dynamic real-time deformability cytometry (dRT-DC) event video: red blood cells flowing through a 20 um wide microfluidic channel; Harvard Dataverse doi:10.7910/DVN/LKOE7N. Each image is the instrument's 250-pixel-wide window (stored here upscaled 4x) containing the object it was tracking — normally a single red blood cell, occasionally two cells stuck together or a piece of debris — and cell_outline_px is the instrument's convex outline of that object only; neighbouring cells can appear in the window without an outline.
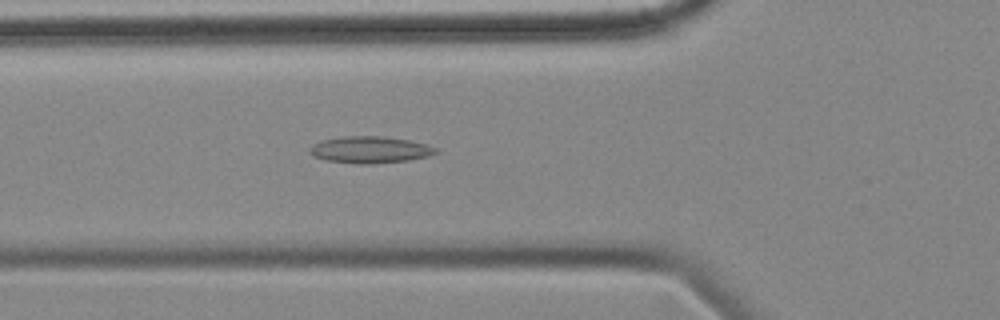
{"species": "common noctule bat (a hibernating species)", "species_latin": "Nyctalus noctula", "temperature_condition": "cold", "stored_images_in_passage": 5, "camera_frame_rate_fps": 3000, "um_per_image_px": 0.085, "animal": {"sex": "female", "body_mass_g": 18.4}, "frame": {"image": 1, "passage_image": 5, "time_ms": 5.667, "image_size_px": [1000, 320], "cell_outline_px": [[440, 152], [428, 156], [408, 160], [372, 164], [356, 164], [324, 160], [312, 156], [308, 152], [308, 148], [312, 144], [324, 140], [340, 136], [384, 136], [408, 140], [428, 144], [440, 148]], "centroid_in_image_um": [31.46, 12.73], "position_along_channel_um": 94.3, "area_um2": 20.06}}